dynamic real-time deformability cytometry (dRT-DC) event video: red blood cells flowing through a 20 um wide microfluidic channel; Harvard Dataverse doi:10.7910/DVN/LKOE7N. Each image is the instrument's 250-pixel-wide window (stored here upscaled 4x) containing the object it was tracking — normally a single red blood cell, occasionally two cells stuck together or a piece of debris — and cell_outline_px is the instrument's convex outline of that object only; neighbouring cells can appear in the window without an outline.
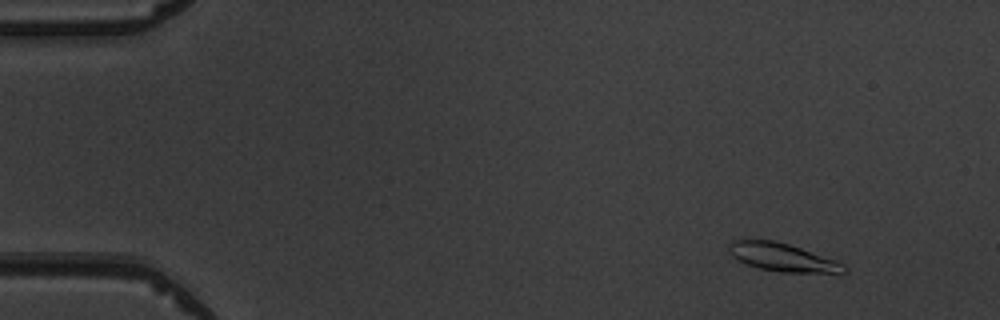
{"species": "common noctule bat (a hibernating species)", "species_latin": "Nyctalus noctula", "temperature_condition": "warm", "stored_images_in_passage": 6, "camera_frame_rate_fps": 3000, "um_per_image_px": 0.085, "animal": {"sex": "male", "body_mass_g": 19.5, "forearm_length_mm": 54.6}, "frame": {"image": 1, "passage_image": 2, "time_ms": 1.333, "image_size_px": [1000, 320], "cell_outline_px": [[848, 272], [780, 272], [760, 268], [736, 260], [728, 252], [728, 244], [732, 240], [776, 240], [836, 260], [844, 264], [848, 268]], "centroid_in_image_um": [66.47, 21.86], "position_along_channel_um": 18.5, "area_um2": 18.73}}